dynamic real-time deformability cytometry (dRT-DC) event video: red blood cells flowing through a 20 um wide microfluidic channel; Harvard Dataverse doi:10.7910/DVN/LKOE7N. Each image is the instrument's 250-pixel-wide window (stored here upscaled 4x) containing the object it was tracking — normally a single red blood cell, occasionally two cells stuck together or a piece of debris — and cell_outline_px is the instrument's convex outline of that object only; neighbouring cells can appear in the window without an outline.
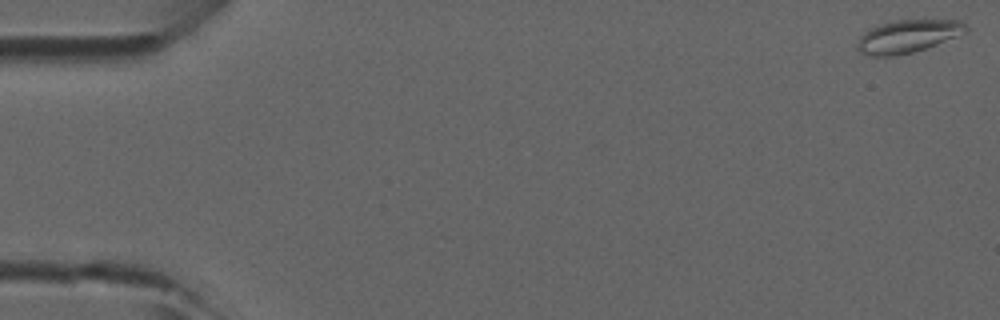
{"species": "common noctule bat (a hibernating species)", "species_latin": "Nyctalus noctula", "temperature_condition": "room temperature", "stored_images_in_passage": 9, "camera_frame_rate_fps": 3000, "um_per_image_px": 0.085, "animal": {"sex": "male", "forearm_length_mm": 52.5}, "frame": {"image": 1, "passage_image": 1, "time_ms": 0.0, "image_size_px": [1000, 320], "cell_outline_px": [[968, 28], [964, 32], [956, 36], [936, 44], [912, 52], [892, 56], [872, 56], [860, 52], [856, 48], [860, 36], [864, 32], [876, 24], [892, 20], [960, 20], [968, 24]], "centroid_in_image_um": [77.12, 3.06], "position_along_channel_um": 7.9, "area_um2": 20.69}}